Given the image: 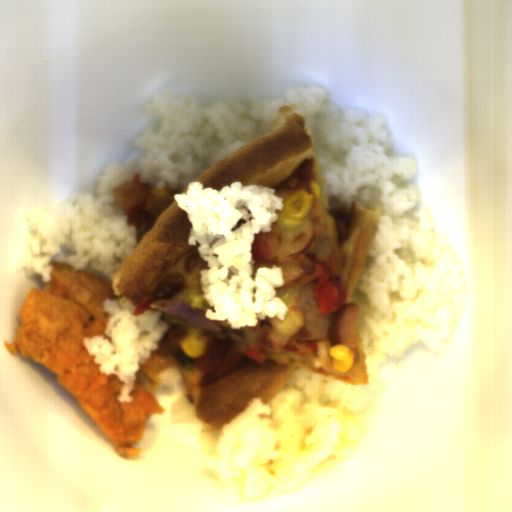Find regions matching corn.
Returning <instances> with one entry per match:
<instances>
[{
	"label": "corn",
	"mask_w": 512,
	"mask_h": 512,
	"mask_svg": "<svg viewBox=\"0 0 512 512\" xmlns=\"http://www.w3.org/2000/svg\"><path fill=\"white\" fill-rule=\"evenodd\" d=\"M313 204L314 194H307L306 189H300L283 202V210H276L278 213L276 223L284 230L293 231L299 228Z\"/></svg>",
	"instance_id": "1"
},
{
	"label": "corn",
	"mask_w": 512,
	"mask_h": 512,
	"mask_svg": "<svg viewBox=\"0 0 512 512\" xmlns=\"http://www.w3.org/2000/svg\"><path fill=\"white\" fill-rule=\"evenodd\" d=\"M329 356L332 359V366L335 370L340 372L349 371L355 363V352L354 350L344 344H336L329 351Z\"/></svg>",
	"instance_id": "3"
},
{
	"label": "corn",
	"mask_w": 512,
	"mask_h": 512,
	"mask_svg": "<svg viewBox=\"0 0 512 512\" xmlns=\"http://www.w3.org/2000/svg\"><path fill=\"white\" fill-rule=\"evenodd\" d=\"M152 193L154 195H157V196H164V195H168V192L165 191L164 189H160V188H156V189H152Z\"/></svg>",
	"instance_id": "6"
},
{
	"label": "corn",
	"mask_w": 512,
	"mask_h": 512,
	"mask_svg": "<svg viewBox=\"0 0 512 512\" xmlns=\"http://www.w3.org/2000/svg\"><path fill=\"white\" fill-rule=\"evenodd\" d=\"M304 323V314L301 309L288 308V313L284 314L283 319L276 316L271 317V324L274 330L284 336H292L301 329Z\"/></svg>",
	"instance_id": "2"
},
{
	"label": "corn",
	"mask_w": 512,
	"mask_h": 512,
	"mask_svg": "<svg viewBox=\"0 0 512 512\" xmlns=\"http://www.w3.org/2000/svg\"><path fill=\"white\" fill-rule=\"evenodd\" d=\"M179 346L186 356L193 359L204 355L206 351L205 340L201 334L186 336L181 340Z\"/></svg>",
	"instance_id": "4"
},
{
	"label": "corn",
	"mask_w": 512,
	"mask_h": 512,
	"mask_svg": "<svg viewBox=\"0 0 512 512\" xmlns=\"http://www.w3.org/2000/svg\"><path fill=\"white\" fill-rule=\"evenodd\" d=\"M189 307L194 308L198 311H202L206 313V310L211 309L215 312L213 305H210L207 301L205 294H201L199 292H193L189 294Z\"/></svg>",
	"instance_id": "5"
}]
</instances>
